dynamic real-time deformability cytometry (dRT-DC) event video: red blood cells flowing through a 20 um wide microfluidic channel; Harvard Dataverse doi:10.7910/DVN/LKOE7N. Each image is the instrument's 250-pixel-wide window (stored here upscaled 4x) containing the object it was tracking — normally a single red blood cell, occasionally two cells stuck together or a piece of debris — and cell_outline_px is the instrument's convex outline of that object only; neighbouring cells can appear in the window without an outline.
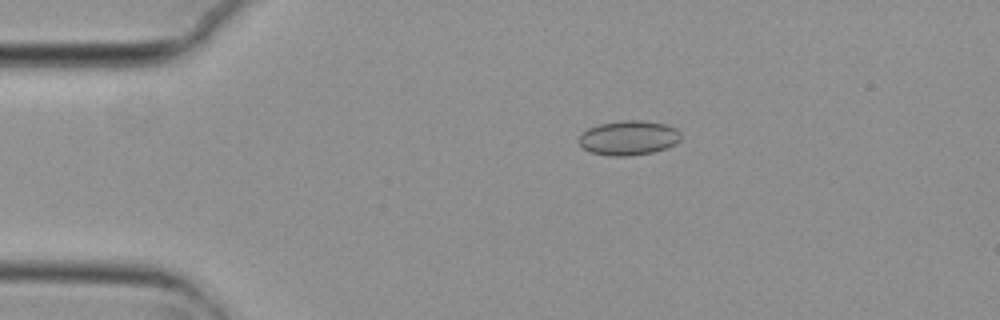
{"species": "common noctule bat (a hibernating species)", "species_latin": "Nyctalus noctula", "temperature_condition": "cold", "stored_images_in_passage": 5, "camera_frame_rate_fps": 3000, "um_per_image_px": 0.085, "animal": {"sex": "female", "body_mass_g": 29.2, "forearm_length_mm": 56.3}, "frame": {"image": 1, "passage_image": 3, "time_ms": 0.667, "image_size_px": [1000, 320], "cell_outline_px": [[680, 140], [676, 144], [652, 152], [628, 156], [608, 156], [592, 152], [584, 148], [580, 144], [580, 136], [588, 128], [600, 124], [624, 120], [640, 120], [664, 124], [676, 128], [680, 132]], "centroid_in_image_um": [53.45, 11.72], "position_along_channel_um": 31.5, "area_um2": 20.29}}
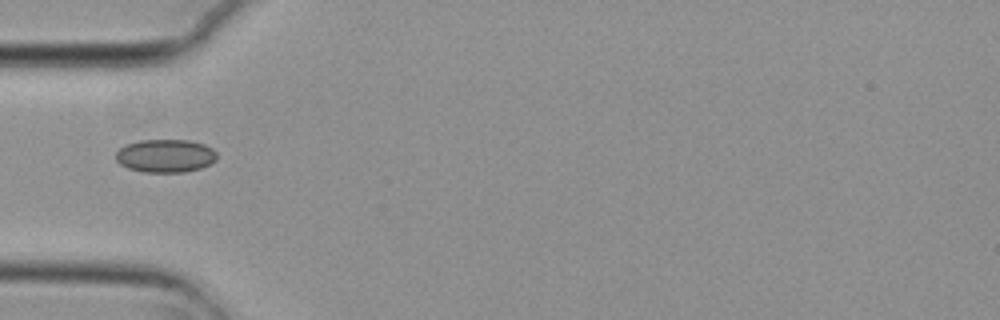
{"frame": {"image": 2, "passage_image": 5, "time_ms": 1.333, "image_size_px": [1000, 320], "cell_outline_px": [[216, 160], [200, 168], [184, 172], [144, 172], [128, 168], [120, 164], [116, 160], [116, 152], [124, 144], [140, 140], [188, 140], [204, 144], [212, 148], [216, 152]], "centroid_in_image_um": [14.04, 13.24], "position_along_channel_um": 71.0, "area_um2": 19.54}}